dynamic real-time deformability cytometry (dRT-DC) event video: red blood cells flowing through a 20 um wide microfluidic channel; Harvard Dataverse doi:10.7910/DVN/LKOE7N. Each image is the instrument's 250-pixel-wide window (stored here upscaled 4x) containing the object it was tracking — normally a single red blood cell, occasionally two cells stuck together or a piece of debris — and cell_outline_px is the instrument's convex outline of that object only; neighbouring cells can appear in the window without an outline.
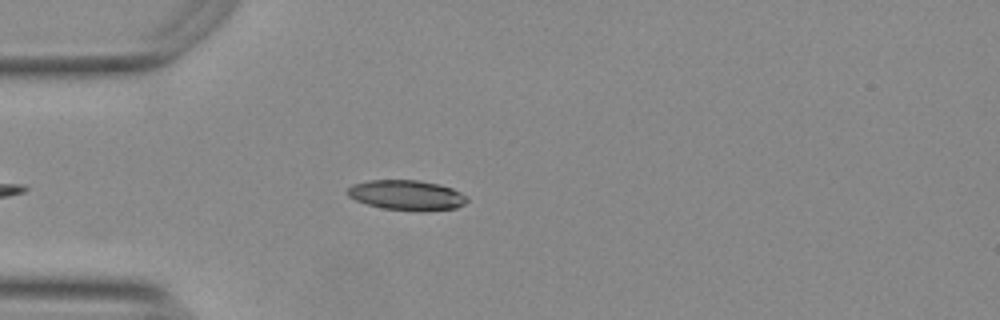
{"species": "Egyptian fruit bat (a non-hibernating species)", "species_latin": "Rousettus aegyptiacus", "temperature_condition": "warm", "stored_images_in_passage": 32, "camera_frame_rate_fps": 3000, "um_per_image_px": 0.085, "animal": {"sex": "female"}, "frame": {"image": 1, "passage_image": 8, "time_ms": 2.333, "image_size_px": [1000, 320], "cell_outline_px": [[468, 200], [464, 204], [456, 208], [384, 208], [368, 204], [356, 200], [348, 196], [344, 192], [352, 184], [368, 180], [420, 180], [440, 184], [452, 188], [468, 196]], "centroid_in_image_um": [34.52, 16.52], "position_along_channel_um": 50.5, "area_um2": 20.17}}
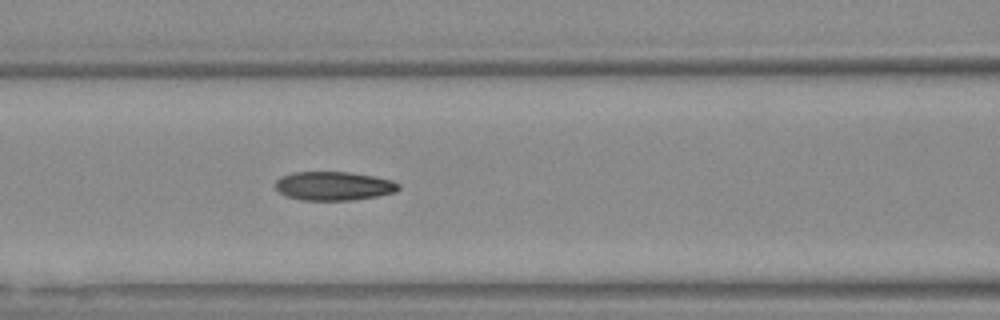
{"frame": {"image": 2, "passage_image": 16, "time_ms": 5.0, "image_size_px": [1000, 320], "cell_outline_px": [[400, 188], [396, 192], [376, 196], [352, 200], [300, 200], [284, 196], [276, 188], [276, 180], [280, 176], [292, 172], [348, 172], [372, 176], [392, 180], [400, 184]], "centroid_in_image_um": [28.35, 15.81], "position_along_channel_um": 138.3, "area_um2": 20.75}}
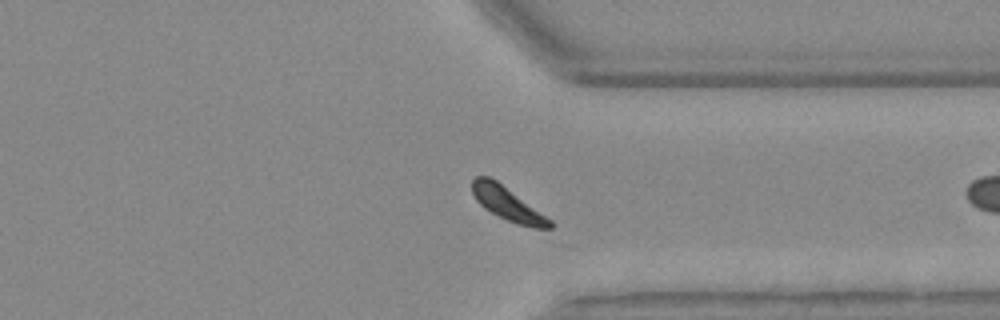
{"frame": {"image": 3, "passage_image": 31, "time_ms": 10.0, "image_size_px": [1000, 320], "cell_outline_px": [[552, 228], [532, 228], [508, 220], [484, 208], [476, 200], [472, 192], [472, 180], [476, 176], [488, 176], [496, 180], [552, 220]], "centroid_in_image_um": [43.13, 17.31], "position_along_channel_um": 368.3, "area_um2": 14.74}}